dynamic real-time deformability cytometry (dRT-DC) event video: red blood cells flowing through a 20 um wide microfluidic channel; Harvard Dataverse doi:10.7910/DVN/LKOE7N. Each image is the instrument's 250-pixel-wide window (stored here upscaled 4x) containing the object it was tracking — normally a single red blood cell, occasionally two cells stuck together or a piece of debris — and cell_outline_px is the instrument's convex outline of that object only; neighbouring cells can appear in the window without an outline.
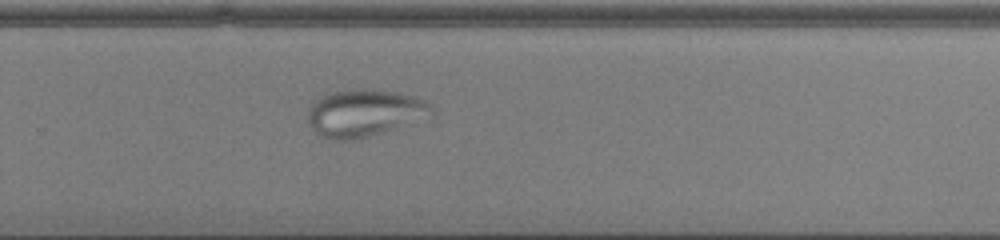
{"species": "common noctule bat (a hibernating species)", "species_latin": "Nyctalus noctula", "temperature_condition": "cold", "stored_images_in_passage": 52, "camera_frame_rate_fps": 3000, "um_per_image_px": 0.085, "animal": {"sex": "male", "body_mass_g": 13.0, "forearm_length_mm": 53.1}, "frame": {"image": 1, "passage_image": 36, "time_ms": 11.667, "image_size_px": [1000, 240], "cell_outline_px": [[436, 116], [432, 120], [352, 140], [332, 140], [316, 132], [308, 124], [308, 108], [316, 100], [332, 92], [352, 88], [364, 88], [396, 92], [416, 96], [432, 104], [436, 112]], "centroid_in_image_um": [31.13, 9.61], "position_along_channel_um": 298.7, "area_um2": 35.08}}